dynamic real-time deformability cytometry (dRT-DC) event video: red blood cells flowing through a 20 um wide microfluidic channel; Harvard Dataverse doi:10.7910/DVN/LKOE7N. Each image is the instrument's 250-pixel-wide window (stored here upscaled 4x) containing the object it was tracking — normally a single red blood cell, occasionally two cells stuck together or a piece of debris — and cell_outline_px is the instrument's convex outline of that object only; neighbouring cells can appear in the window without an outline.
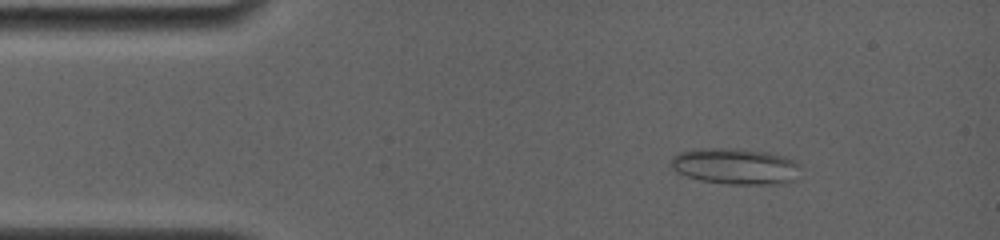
{"species": "common noctule bat (a hibernating species)", "species_latin": "Nyctalus noctula", "temperature_condition": "room temperature", "stored_images_in_passage": 36, "camera_frame_rate_fps": 4000, "um_per_image_px": 0.085, "animal": {"sex": "female", "body_mass_g": 19.0, "forearm_length_mm": 56.7}, "frame": {"image": 1, "passage_image": 2, "time_ms": 0.5, "image_size_px": [1000, 240], "cell_outline_px": [[800, 164], [796, 180], [784, 184], [728, 184], [700, 180], [676, 172], [668, 164], [672, 156], [676, 152], [700, 148], [736, 148], [768, 152], [784, 156], [796, 160]], "centroid_in_image_um": [62.5, 14.12], "position_along_channel_um": 22.5, "area_um2": 27.8}}
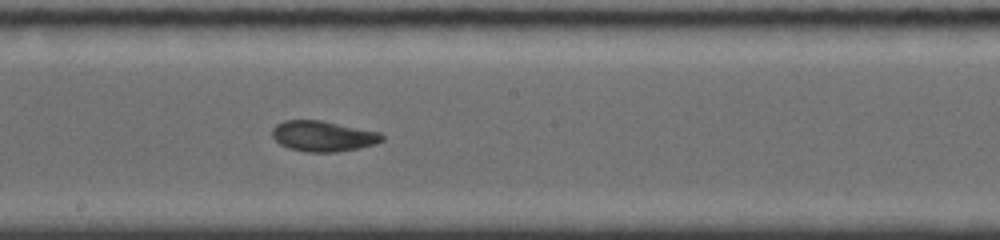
{"frame": {"image": 2, "passage_image": 18, "time_ms": 7.25, "image_size_px": [1000, 240], "cell_outline_px": [[384, 140], [360, 148], [336, 152], [308, 152], [288, 148], [280, 144], [272, 136], [272, 128], [276, 124], [284, 120], [320, 120], [380, 132], [384, 136]], "centroid_in_image_um": [27.44, 11.57], "position_along_channel_um": 220.8, "area_um2": 19.54}}
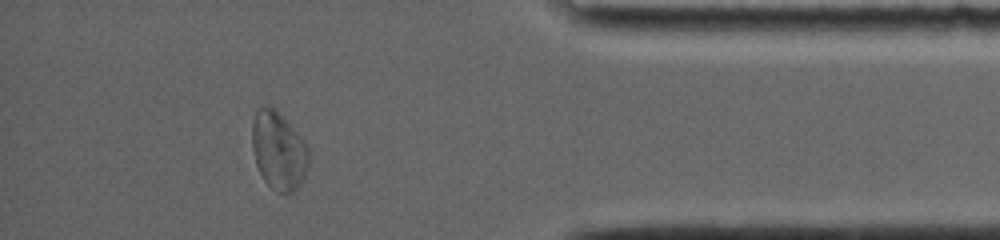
{"frame": {"image": 3, "passage_image": 32, "time_ms": 12.75, "image_size_px": [1000, 240], "cell_outline_px": [[308, 164], [304, 176], [300, 184], [288, 196], [276, 192], [264, 180], [256, 164], [252, 148], [252, 120], [256, 112], [260, 108], [272, 108], [296, 132], [308, 148]], "centroid_in_image_um": [23.66, 12.89], "position_along_channel_um": 411.5, "area_um2": 25.14}, "authors_computed_cell_mechanics": {"area_um2": 20.7791, "velocity_mm_per_s": 3.8425, "shape_relaxation_time_tau1_ms": 5.3727, "shape_relaxation_time_tau2_ms": 1.9879, "deformation_change_tau1": 0.1607, "deformation_change_tau2": 0.0732}}